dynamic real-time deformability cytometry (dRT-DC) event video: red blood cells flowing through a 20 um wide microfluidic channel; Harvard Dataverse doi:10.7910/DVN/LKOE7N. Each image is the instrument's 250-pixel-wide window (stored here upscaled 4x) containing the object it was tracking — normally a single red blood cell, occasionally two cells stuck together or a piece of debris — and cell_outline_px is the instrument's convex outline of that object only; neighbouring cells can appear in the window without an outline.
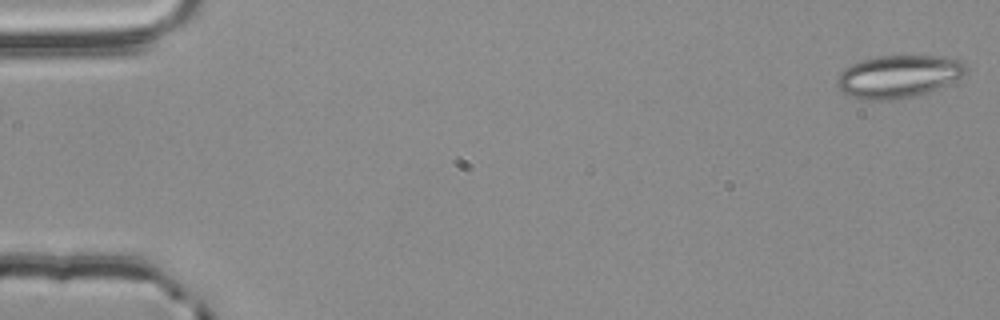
{"species": "common noctule bat (a hibernating species)", "species_latin": "Nyctalus noctula", "temperature_condition": "room temperature", "stored_images_in_passage": 55, "camera_frame_rate_fps": 3000, "um_per_image_px": 0.085, "animal": {"sex": "male", "body_mass_g": 20.4}, "frame": {"image": 1, "passage_image": 1, "time_ms": 0.0, "image_size_px": [1000, 320], "cell_outline_px": [[968, 72], [936, 88], [912, 96], [884, 100], [868, 100], [852, 96], [844, 92], [836, 84], [836, 80], [840, 72], [844, 68], [852, 64], [876, 56], [944, 56], [964, 60], [968, 64]], "centroid_in_image_um": [76.38, 6.46], "position_along_channel_um": 8.6, "area_um2": 31.56}}
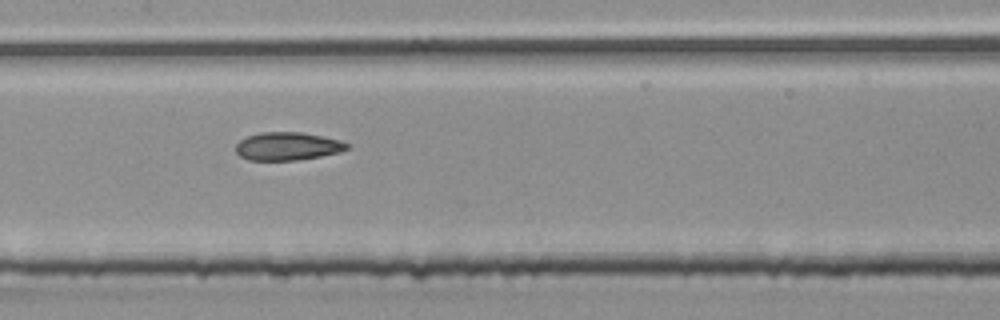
{"frame": {"image": 2, "passage_image": 27, "time_ms": 8.667, "image_size_px": [1000, 320], "cell_outline_px": [[348, 148], [340, 152], [320, 156], [296, 160], [248, 160], [240, 156], [236, 152], [236, 144], [240, 140], [248, 136], [260, 132], [304, 132], [340, 140], [348, 144]], "centroid_in_image_um": [24.43, 12.42], "position_along_channel_um": 183.0, "area_um2": 18.15}}
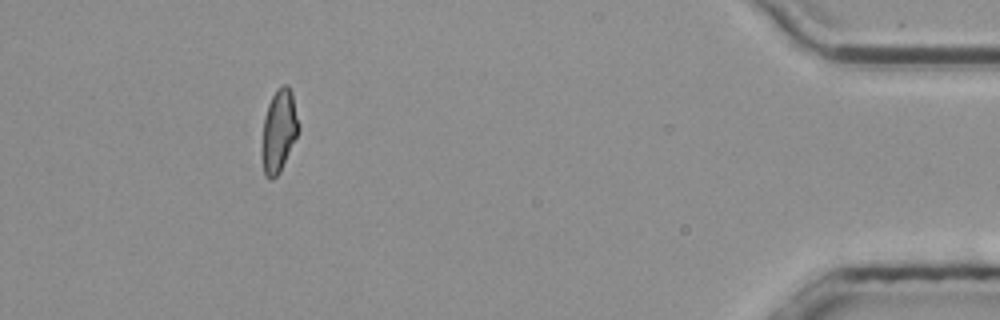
{"frame": {"image": 3, "passage_image": 50, "time_ms": 16.333, "image_size_px": [1000, 320], "cell_outline_px": [[300, 128], [280, 172], [272, 180], [268, 180], [264, 176], [260, 152], [260, 148], [264, 116], [268, 104], [276, 88], [284, 84], [288, 84], [292, 92], [300, 124]], "centroid_in_image_um": [23.68, 11.14], "position_along_channel_um": 411.5, "area_um2": 18.21}, "authors_computed_cell_mechanics": {"area_um2": 18.6116, "velocity_mm_per_s": 3.8071, "shape_relaxation_time_tau1_ms": null, "shape_relaxation_time_tau2_ms": 2.0516, "deformation_change_tau1": null, "deformation_change_tau2": 0.0948}}